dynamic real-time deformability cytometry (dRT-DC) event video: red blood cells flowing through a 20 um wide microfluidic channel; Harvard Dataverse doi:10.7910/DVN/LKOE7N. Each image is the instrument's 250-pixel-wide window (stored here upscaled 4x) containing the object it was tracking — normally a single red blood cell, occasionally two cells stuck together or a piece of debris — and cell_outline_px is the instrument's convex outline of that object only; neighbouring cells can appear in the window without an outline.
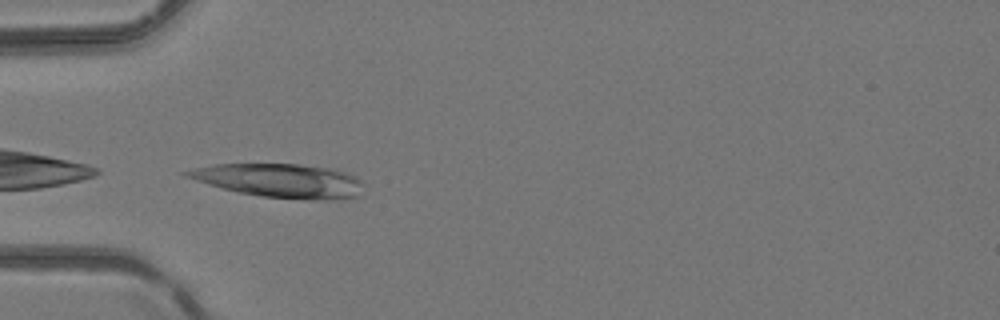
{"species": "common noctule bat (a hibernating species)", "species_latin": "Nyctalus noctula", "temperature_condition": "room temperature", "stored_images_in_passage": 3, "camera_frame_rate_fps": 3000, "um_per_image_px": 0.085, "animal": {"sex": "female", "body_mass_g": 24.6, "forearm_length_mm": 56.2}, "frame": {"image": 1, "passage_image": 3, "time_ms": 0.667, "image_size_px": [1000, 320], "cell_outline_px": [[364, 184], [360, 196], [344, 200], [304, 200], [264, 196], [240, 192], [224, 188], [184, 176], [180, 172], [196, 168], [216, 164], [300, 164], [336, 168], [356, 176]], "centroid_in_image_um": [23.94, 15.35], "position_along_channel_um": 61.1, "area_um2": 35.03}}